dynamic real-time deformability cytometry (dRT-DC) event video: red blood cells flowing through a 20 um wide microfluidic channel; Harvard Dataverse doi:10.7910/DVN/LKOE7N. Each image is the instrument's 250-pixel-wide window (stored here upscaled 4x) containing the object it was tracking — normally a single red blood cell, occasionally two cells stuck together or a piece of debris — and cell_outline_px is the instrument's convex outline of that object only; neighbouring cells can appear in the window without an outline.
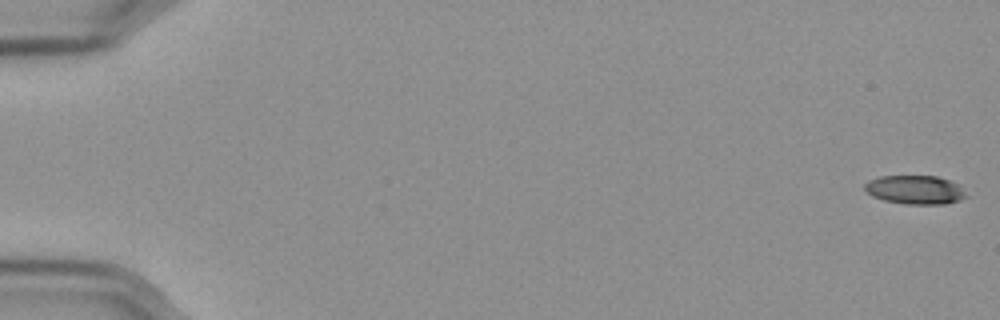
{"species": "Egyptian fruit bat (a non-hibernating species)", "species_latin": "Rousettus aegyptiacus", "temperature_condition": "cold", "stored_images_in_passage": 58, "camera_frame_rate_fps": 3000, "um_per_image_px": 0.085, "frame": {"image": 1, "passage_image": 1, "time_ms": 0.0, "image_size_px": [1000, 320], "cell_outline_px": [[968, 196], [960, 200], [944, 204], [904, 204], [884, 200], [872, 196], [864, 188], [864, 184], [868, 180], [880, 176], [936, 176], [948, 180], [956, 184]], "centroid_in_image_um": [77.75, 16.13], "position_along_channel_um": 7.3, "area_um2": 16.88}}
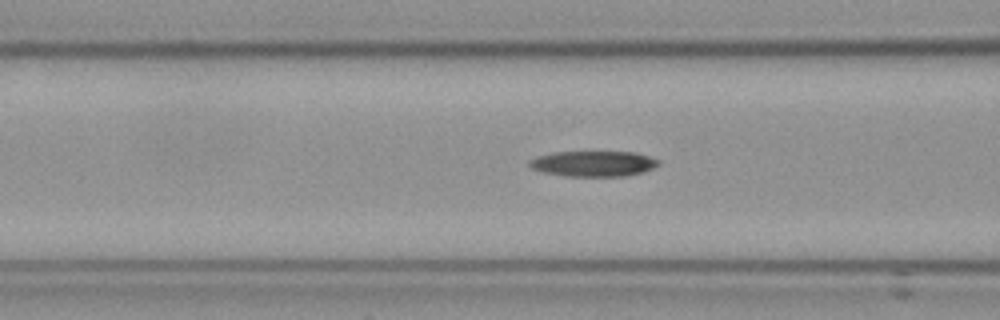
{"frame": {"image": 2, "passage_image": 24, "time_ms": 7.667, "image_size_px": [1000, 320], "cell_outline_px": [[660, 164], [652, 168], [640, 172], [624, 176], [568, 176], [544, 172], [532, 168], [528, 164], [528, 160], [536, 156], [552, 152], [636, 152], [660, 160]], "centroid_in_image_um": [50.42, 13.9], "position_along_channel_um": 116.2, "area_um2": 19.13}}
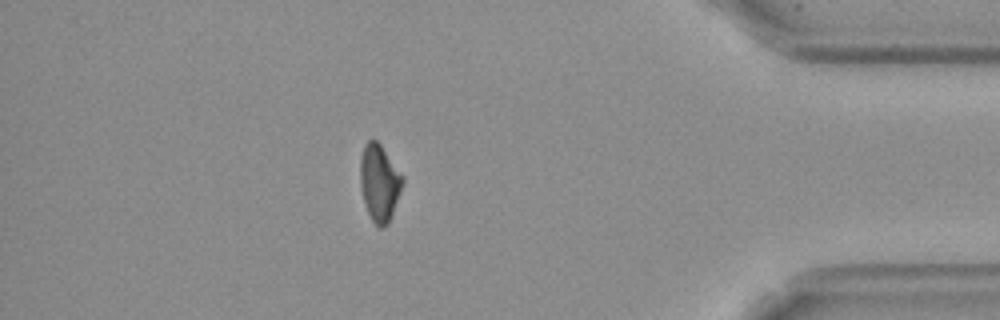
{"frame": {"image": 3, "passage_image": 51, "time_ms": 16.667, "image_size_px": [1000, 320], "cell_outline_px": [[404, 184], [388, 224], [380, 228], [372, 220], [368, 212], [360, 188], [360, 156], [364, 144], [368, 140], [376, 140], [380, 144], [404, 176]], "centroid_in_image_um": [32.25, 15.51], "position_along_channel_um": 402.9, "area_um2": 19.02}}